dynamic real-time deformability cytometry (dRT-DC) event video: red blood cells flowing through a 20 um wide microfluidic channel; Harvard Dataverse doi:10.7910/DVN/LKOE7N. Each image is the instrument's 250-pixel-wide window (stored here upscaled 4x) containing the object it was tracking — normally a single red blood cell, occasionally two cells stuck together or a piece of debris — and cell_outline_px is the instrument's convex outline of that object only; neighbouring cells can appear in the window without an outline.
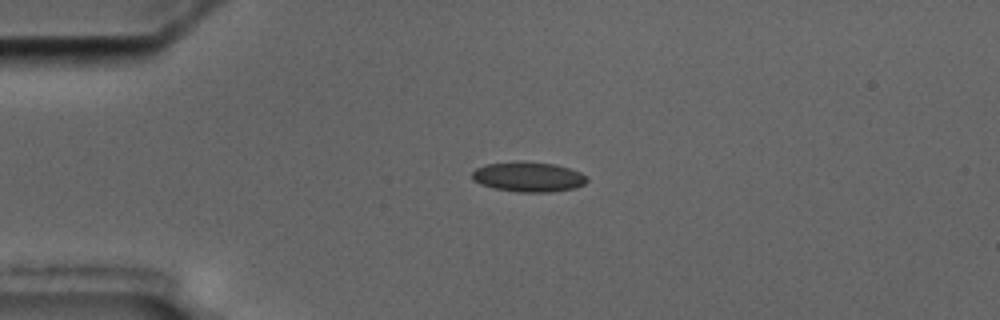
{"species": "common noctule bat (a hibernating species)", "species_latin": "Nyctalus noctula", "temperature_condition": "cold", "stored_images_in_passage": 6, "camera_frame_rate_fps": 3000, "um_per_image_px": 0.085, "animal": {"sex": "male", "body_mass_g": 17.5, "forearm_length_mm": 52.3}, "frame": {"image": 1, "passage_image": 3, "time_ms": 2.667, "image_size_px": [1000, 320], "cell_outline_px": [[588, 180], [584, 184], [576, 188], [548, 192], [520, 192], [492, 188], [480, 184], [472, 180], [472, 172], [476, 168], [484, 164], [520, 160], [556, 164], [580, 172], [588, 176]], "centroid_in_image_um": [44.89, 15.02], "position_along_channel_um": 40.1, "area_um2": 20.4}}
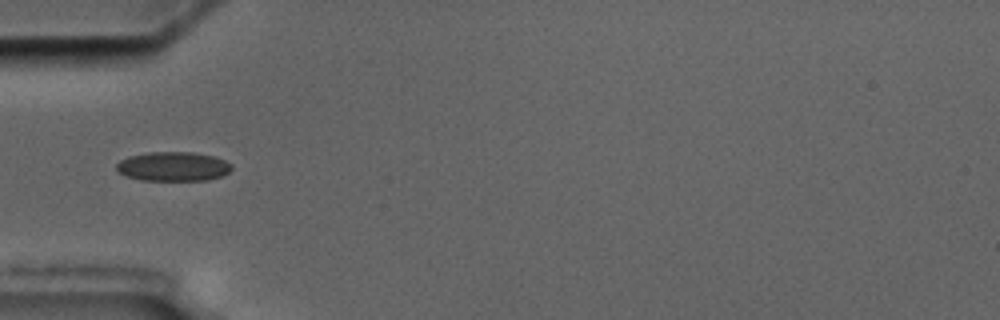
{"frame": {"image": 2, "passage_image": 4, "time_ms": 4.333, "image_size_px": [1000, 320], "cell_outline_px": [[232, 168], [228, 172], [220, 176], [208, 180], [140, 180], [116, 172], [116, 164], [120, 160], [128, 156], [148, 152], [192, 152], [216, 156], [232, 164]], "centroid_in_image_um": [14.7, 14.14], "position_along_channel_um": 70.3, "area_um2": 19.77}}
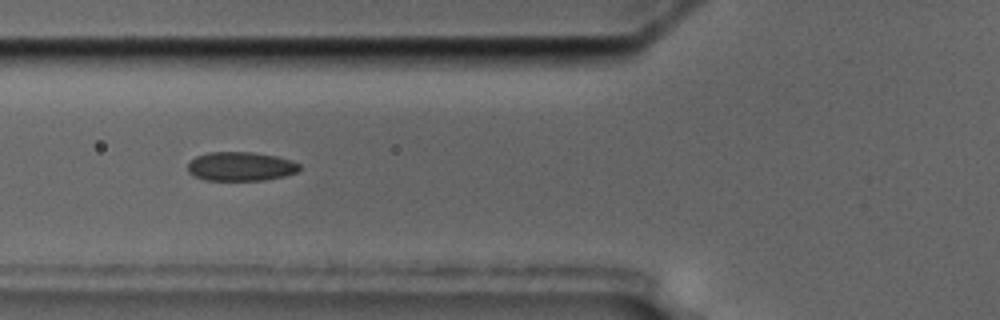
{"frame": {"image": 3, "passage_image": 5, "time_ms": 5.333, "image_size_px": [1000, 320], "cell_outline_px": [[300, 168], [296, 172], [284, 176], [264, 180], [204, 180], [188, 172], [188, 164], [196, 156], [208, 152], [252, 152], [276, 156], [292, 160], [300, 164]], "centroid_in_image_um": [20.46, 14.14], "position_along_channel_um": 105.3, "area_um2": 18.84}}